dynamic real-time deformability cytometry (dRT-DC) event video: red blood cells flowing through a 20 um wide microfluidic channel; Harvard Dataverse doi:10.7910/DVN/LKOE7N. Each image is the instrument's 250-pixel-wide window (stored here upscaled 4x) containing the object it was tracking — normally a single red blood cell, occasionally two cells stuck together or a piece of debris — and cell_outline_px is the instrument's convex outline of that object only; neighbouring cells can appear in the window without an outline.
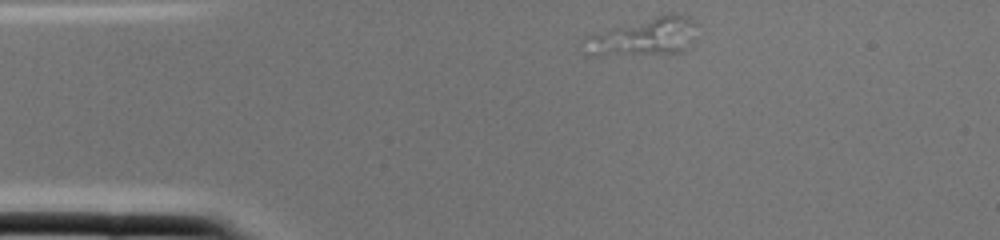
{"species": "common noctule bat (a hibernating species)", "species_latin": "Nyctalus noctula", "temperature_condition": "cold", "stored_images_in_passage": 1, "camera_frame_rate_fps": 3000, "um_per_image_px": 0.085, "animal": {"sex": "female", "body_mass_g": 22.0, "forearm_length_mm": 56.7}, "frame": {"image": 1, "passage_image": 1, "time_ms": 0.0, "image_size_px": [1000, 240], "cell_outline_px": [[696, 24], [684, 52], [596, 56], [584, 56], [580, 40], [584, 36], [668, 12], [688, 16]], "centroid_in_image_um": [54.58, 3.15], "position_along_channel_um": 30.4, "area_um2": 25.03}}